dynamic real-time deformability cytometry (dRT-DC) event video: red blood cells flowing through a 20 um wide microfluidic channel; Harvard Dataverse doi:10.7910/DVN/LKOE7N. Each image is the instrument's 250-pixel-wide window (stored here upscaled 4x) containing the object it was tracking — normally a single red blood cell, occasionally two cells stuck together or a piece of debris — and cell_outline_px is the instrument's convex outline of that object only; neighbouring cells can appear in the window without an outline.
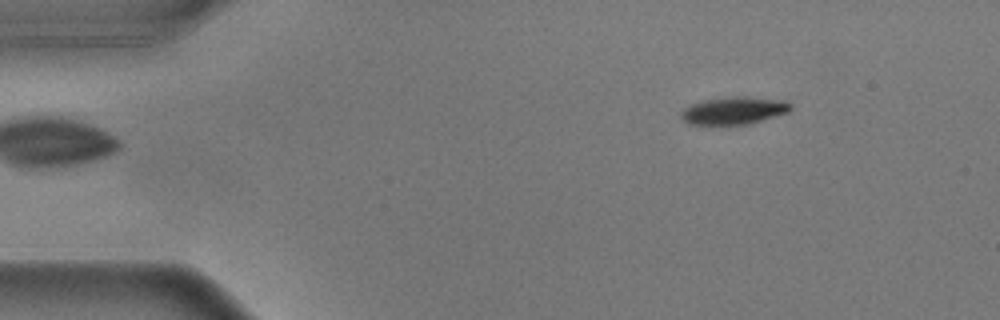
{"species": "common noctule bat (a hibernating species)", "species_latin": "Nyctalus noctula", "temperature_condition": "warm", "stored_images_in_passage": 45, "camera_frame_rate_fps": 3000, "um_per_image_px": 0.085, "animal": {"sex": "male", "body_mass_g": 17.9}, "frame": {"image": 1, "passage_image": 1, "time_ms": 0.0, "image_size_px": [1000, 320], "cell_outline_px": [[792, 108], [788, 112], [748, 124], [688, 124], [680, 116], [680, 112], [684, 108], [692, 104], [704, 100], [736, 96], [744, 96], [784, 100], [792, 104]], "centroid_in_image_um": [62.39, 9.39], "position_along_channel_um": 22.6, "area_um2": 17.4}}
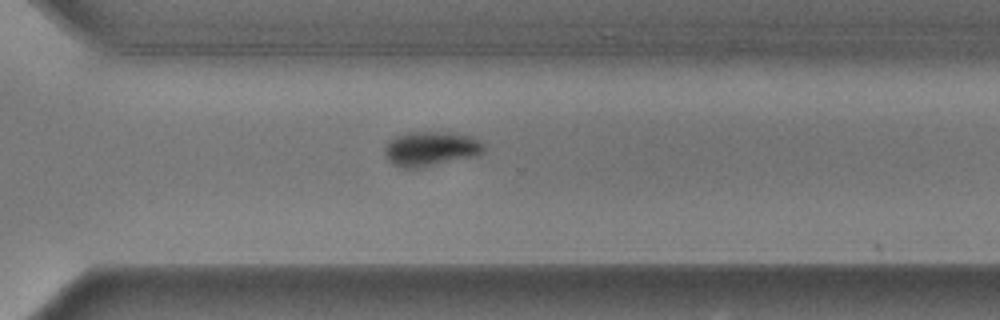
{"frame": {"image": 2, "passage_image": 33, "time_ms": 10.667, "image_size_px": [1000, 320], "cell_outline_px": [[484, 152], [476, 156], [416, 168], [404, 168], [392, 164], [384, 156], [384, 148], [396, 136], [408, 132], [452, 132], [472, 136], [480, 140], [484, 144]], "centroid_in_image_um": [36.64, 12.63], "position_along_channel_um": 334.0, "area_um2": 20.0}}
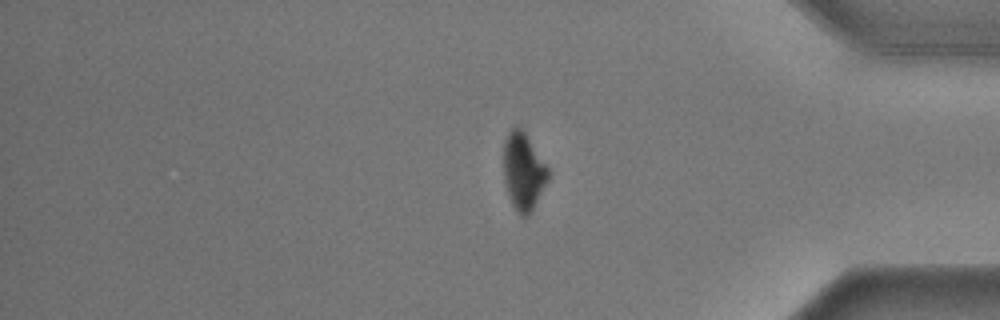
{"frame": {"image": 3, "passage_image": 37, "time_ms": 12.0, "image_size_px": [1000, 320], "cell_outline_px": [[548, 180], [528, 216], [520, 216], [512, 204], [504, 180], [504, 140], [508, 132], [516, 124], [520, 124], [548, 168]], "centroid_in_image_um": [44.47, 14.51], "position_along_channel_um": 390.7, "area_um2": 19.88}}